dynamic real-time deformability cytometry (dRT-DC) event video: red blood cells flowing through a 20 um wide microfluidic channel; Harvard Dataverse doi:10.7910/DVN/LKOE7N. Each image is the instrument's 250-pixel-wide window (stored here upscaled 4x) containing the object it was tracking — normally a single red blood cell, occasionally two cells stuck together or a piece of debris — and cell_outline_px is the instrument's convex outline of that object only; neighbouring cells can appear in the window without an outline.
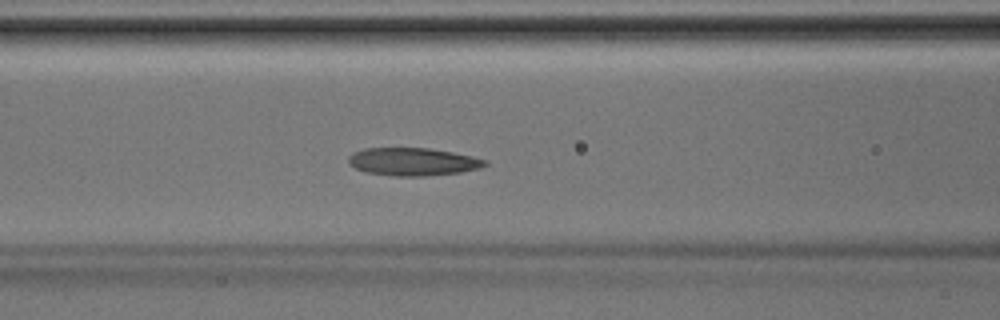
{"species": "Egyptian fruit bat (a non-hibernating species)", "species_latin": "Rousettus aegyptiacus", "temperature_condition": "room temperature", "stored_images_in_passage": 34, "segment_of_instrument_passage": [1, 2], "camera_frame_rate_fps": 3000, "um_per_image_px": 0.085, "animal": {"sex": "male"}, "frame": {"image": 1, "passage_image": 9, "time_ms": 2.667, "image_size_px": [1000, 320], "cell_outline_px": [[488, 164], [480, 168], [460, 172], [424, 176], [396, 176], [368, 172], [356, 168], [348, 164], [348, 156], [352, 152], [364, 148], [428, 148], [452, 152], [472, 156], [488, 160]], "centroid_in_image_um": [35.09, 13.74], "position_along_channel_um": 131.5, "area_um2": 22.14}}
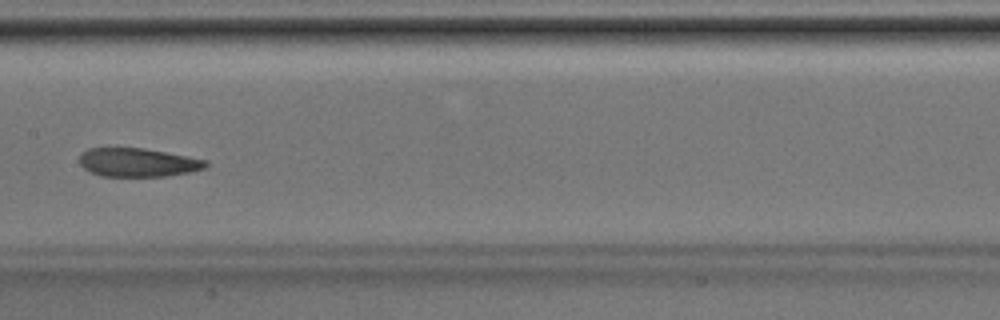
{"frame": {"image": 2, "passage_image": 13, "time_ms": 4.0, "image_size_px": [1000, 320], "cell_outline_px": [[208, 168], [188, 172], [164, 176], [100, 176], [84, 168], [80, 164], [80, 156], [88, 148], [144, 148], [208, 160]], "centroid_in_image_um": [11.75, 13.81], "position_along_channel_um": 195.7, "area_um2": 20.92}}
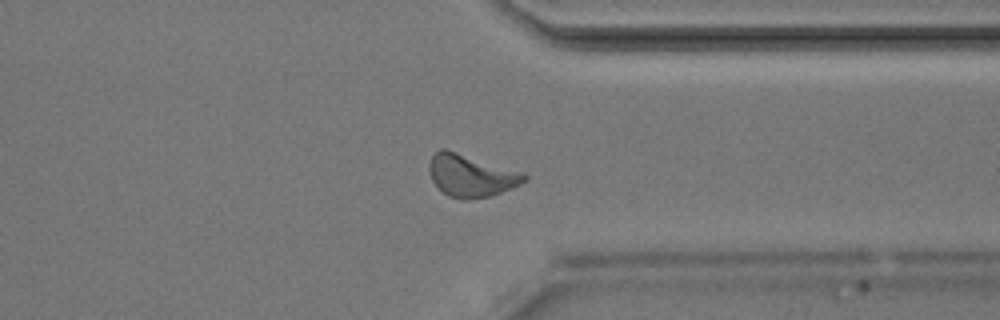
{"frame": {"image": 3, "passage_image": 24, "time_ms": 7.667, "image_size_px": [1000, 320], "cell_outline_px": [[528, 180], [512, 188], [492, 196], [468, 200], [460, 200], [448, 196], [432, 180], [428, 168], [428, 164], [432, 156], [440, 148], [444, 148], [520, 172], [528, 176]], "centroid_in_image_um": [40.02, 14.95], "position_along_channel_um": 371.4, "area_um2": 23.24}}